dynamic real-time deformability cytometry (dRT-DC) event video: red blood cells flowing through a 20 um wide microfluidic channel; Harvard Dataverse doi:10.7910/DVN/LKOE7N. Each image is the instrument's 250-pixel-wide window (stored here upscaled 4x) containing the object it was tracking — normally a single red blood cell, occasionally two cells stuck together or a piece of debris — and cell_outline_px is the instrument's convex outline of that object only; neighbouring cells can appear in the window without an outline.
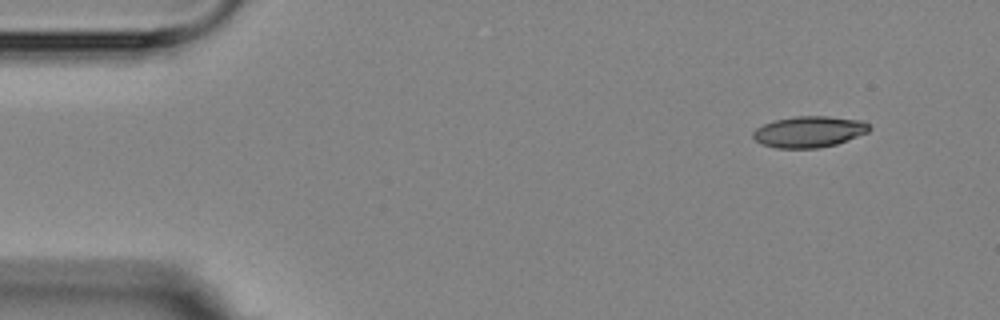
{"species": "Egyptian fruit bat (a non-hibernating species)", "species_latin": "Rousettus aegyptiacus", "temperature_condition": "room temperature", "stored_images_in_passage": 3, "camera_frame_rate_fps": 3000, "um_per_image_px": 0.085, "animal": {"sex": "female"}, "frame": {"image": 1, "passage_image": 1, "time_ms": 0.0, "image_size_px": [1000, 320], "cell_outline_px": [[872, 128], [868, 132], [836, 144], [816, 148], [776, 148], [764, 144], [756, 140], [752, 136], [752, 132], [756, 128], [764, 124], [776, 120], [796, 116], [828, 116], [864, 120]], "centroid_in_image_um": [68.8, 11.19], "position_along_channel_um": 16.2, "area_um2": 21.04}}
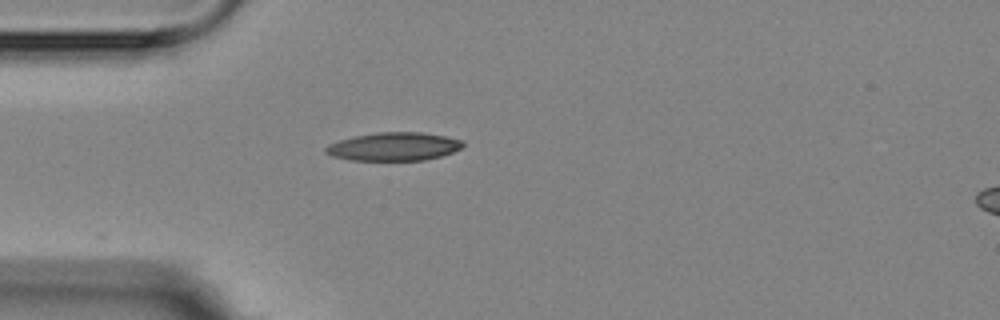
{"frame": {"image": 2, "passage_image": 3, "time_ms": 3.333, "image_size_px": [1000, 320], "cell_outline_px": [[464, 144], [460, 148], [452, 152], [440, 156], [424, 160], [352, 160], [332, 156], [324, 152], [324, 148], [328, 144], [340, 140], [356, 136], [376, 132], [424, 132], [448, 136], [464, 140]], "centroid_in_image_um": [33.49, 12.45], "position_along_channel_um": 51.5, "area_um2": 22.66}}